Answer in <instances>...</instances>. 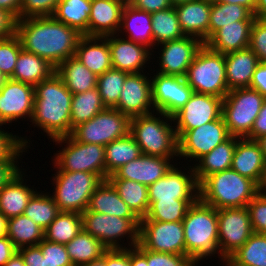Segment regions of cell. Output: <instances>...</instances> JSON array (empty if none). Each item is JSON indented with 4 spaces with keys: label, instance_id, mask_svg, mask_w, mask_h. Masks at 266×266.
Listing matches in <instances>:
<instances>
[{
    "label": "cell",
    "instance_id": "obj_39",
    "mask_svg": "<svg viewBox=\"0 0 266 266\" xmlns=\"http://www.w3.org/2000/svg\"><path fill=\"white\" fill-rule=\"evenodd\" d=\"M7 237L17 249L35 246L44 239V230L29 217L21 214L8 219Z\"/></svg>",
    "mask_w": 266,
    "mask_h": 266
},
{
    "label": "cell",
    "instance_id": "obj_42",
    "mask_svg": "<svg viewBox=\"0 0 266 266\" xmlns=\"http://www.w3.org/2000/svg\"><path fill=\"white\" fill-rule=\"evenodd\" d=\"M82 229V216L78 212H60L44 230V239L66 245Z\"/></svg>",
    "mask_w": 266,
    "mask_h": 266
},
{
    "label": "cell",
    "instance_id": "obj_58",
    "mask_svg": "<svg viewBox=\"0 0 266 266\" xmlns=\"http://www.w3.org/2000/svg\"><path fill=\"white\" fill-rule=\"evenodd\" d=\"M26 266H42L43 253L38 245L18 249Z\"/></svg>",
    "mask_w": 266,
    "mask_h": 266
},
{
    "label": "cell",
    "instance_id": "obj_25",
    "mask_svg": "<svg viewBox=\"0 0 266 266\" xmlns=\"http://www.w3.org/2000/svg\"><path fill=\"white\" fill-rule=\"evenodd\" d=\"M212 2L191 0L175 5L179 25L185 36L205 43L209 39V17Z\"/></svg>",
    "mask_w": 266,
    "mask_h": 266
},
{
    "label": "cell",
    "instance_id": "obj_68",
    "mask_svg": "<svg viewBox=\"0 0 266 266\" xmlns=\"http://www.w3.org/2000/svg\"><path fill=\"white\" fill-rule=\"evenodd\" d=\"M8 219L0 212V238L7 236Z\"/></svg>",
    "mask_w": 266,
    "mask_h": 266
},
{
    "label": "cell",
    "instance_id": "obj_52",
    "mask_svg": "<svg viewBox=\"0 0 266 266\" xmlns=\"http://www.w3.org/2000/svg\"><path fill=\"white\" fill-rule=\"evenodd\" d=\"M254 233L266 234V195L259 192L247 205Z\"/></svg>",
    "mask_w": 266,
    "mask_h": 266
},
{
    "label": "cell",
    "instance_id": "obj_53",
    "mask_svg": "<svg viewBox=\"0 0 266 266\" xmlns=\"http://www.w3.org/2000/svg\"><path fill=\"white\" fill-rule=\"evenodd\" d=\"M249 48L262 63H266V21L255 18L251 31Z\"/></svg>",
    "mask_w": 266,
    "mask_h": 266
},
{
    "label": "cell",
    "instance_id": "obj_76",
    "mask_svg": "<svg viewBox=\"0 0 266 266\" xmlns=\"http://www.w3.org/2000/svg\"><path fill=\"white\" fill-rule=\"evenodd\" d=\"M205 1L216 2V0H205Z\"/></svg>",
    "mask_w": 266,
    "mask_h": 266
},
{
    "label": "cell",
    "instance_id": "obj_72",
    "mask_svg": "<svg viewBox=\"0 0 266 266\" xmlns=\"http://www.w3.org/2000/svg\"><path fill=\"white\" fill-rule=\"evenodd\" d=\"M260 191L266 195V172H265V177H264L263 183L260 187Z\"/></svg>",
    "mask_w": 266,
    "mask_h": 266
},
{
    "label": "cell",
    "instance_id": "obj_71",
    "mask_svg": "<svg viewBox=\"0 0 266 266\" xmlns=\"http://www.w3.org/2000/svg\"><path fill=\"white\" fill-rule=\"evenodd\" d=\"M9 78H7L3 73L2 71L0 70V89L4 86V84L6 83V81L8 80Z\"/></svg>",
    "mask_w": 266,
    "mask_h": 266
},
{
    "label": "cell",
    "instance_id": "obj_37",
    "mask_svg": "<svg viewBox=\"0 0 266 266\" xmlns=\"http://www.w3.org/2000/svg\"><path fill=\"white\" fill-rule=\"evenodd\" d=\"M65 246L73 266L90 263L108 250L96 237L83 229Z\"/></svg>",
    "mask_w": 266,
    "mask_h": 266
},
{
    "label": "cell",
    "instance_id": "obj_55",
    "mask_svg": "<svg viewBox=\"0 0 266 266\" xmlns=\"http://www.w3.org/2000/svg\"><path fill=\"white\" fill-rule=\"evenodd\" d=\"M129 4L150 14L173 6L170 0H131Z\"/></svg>",
    "mask_w": 266,
    "mask_h": 266
},
{
    "label": "cell",
    "instance_id": "obj_75",
    "mask_svg": "<svg viewBox=\"0 0 266 266\" xmlns=\"http://www.w3.org/2000/svg\"><path fill=\"white\" fill-rule=\"evenodd\" d=\"M3 124H4V123H3V122L1 121V119H0V127H1V126L4 127Z\"/></svg>",
    "mask_w": 266,
    "mask_h": 266
},
{
    "label": "cell",
    "instance_id": "obj_2",
    "mask_svg": "<svg viewBox=\"0 0 266 266\" xmlns=\"http://www.w3.org/2000/svg\"><path fill=\"white\" fill-rule=\"evenodd\" d=\"M34 106L30 122L51 140L71 135L72 93L54 72L34 86Z\"/></svg>",
    "mask_w": 266,
    "mask_h": 266
},
{
    "label": "cell",
    "instance_id": "obj_73",
    "mask_svg": "<svg viewBox=\"0 0 266 266\" xmlns=\"http://www.w3.org/2000/svg\"><path fill=\"white\" fill-rule=\"evenodd\" d=\"M187 1H191V0H170L171 4L173 6L179 4V3H183V2H187Z\"/></svg>",
    "mask_w": 266,
    "mask_h": 266
},
{
    "label": "cell",
    "instance_id": "obj_22",
    "mask_svg": "<svg viewBox=\"0 0 266 266\" xmlns=\"http://www.w3.org/2000/svg\"><path fill=\"white\" fill-rule=\"evenodd\" d=\"M174 158L142 154L139 158L121 166L107 179L132 180L150 186L162 178L174 165ZM173 161V162H171Z\"/></svg>",
    "mask_w": 266,
    "mask_h": 266
},
{
    "label": "cell",
    "instance_id": "obj_67",
    "mask_svg": "<svg viewBox=\"0 0 266 266\" xmlns=\"http://www.w3.org/2000/svg\"><path fill=\"white\" fill-rule=\"evenodd\" d=\"M4 266H26L21 254L17 251Z\"/></svg>",
    "mask_w": 266,
    "mask_h": 266
},
{
    "label": "cell",
    "instance_id": "obj_21",
    "mask_svg": "<svg viewBox=\"0 0 266 266\" xmlns=\"http://www.w3.org/2000/svg\"><path fill=\"white\" fill-rule=\"evenodd\" d=\"M119 36L114 34L105 37L110 48L112 67L128 74L144 72L150 58L153 59L154 50Z\"/></svg>",
    "mask_w": 266,
    "mask_h": 266
},
{
    "label": "cell",
    "instance_id": "obj_44",
    "mask_svg": "<svg viewBox=\"0 0 266 266\" xmlns=\"http://www.w3.org/2000/svg\"><path fill=\"white\" fill-rule=\"evenodd\" d=\"M255 16L246 7L239 4L212 2L209 17V38L224 25L234 21H254Z\"/></svg>",
    "mask_w": 266,
    "mask_h": 266
},
{
    "label": "cell",
    "instance_id": "obj_30",
    "mask_svg": "<svg viewBox=\"0 0 266 266\" xmlns=\"http://www.w3.org/2000/svg\"><path fill=\"white\" fill-rule=\"evenodd\" d=\"M118 34H122L124 37L127 36L125 37L126 39L147 46L151 50L156 49L153 48L154 39L152 35L151 14L139 10L129 3H126L123 8L121 26Z\"/></svg>",
    "mask_w": 266,
    "mask_h": 266
},
{
    "label": "cell",
    "instance_id": "obj_54",
    "mask_svg": "<svg viewBox=\"0 0 266 266\" xmlns=\"http://www.w3.org/2000/svg\"><path fill=\"white\" fill-rule=\"evenodd\" d=\"M148 266H197L188 256L147 250Z\"/></svg>",
    "mask_w": 266,
    "mask_h": 266
},
{
    "label": "cell",
    "instance_id": "obj_51",
    "mask_svg": "<svg viewBox=\"0 0 266 266\" xmlns=\"http://www.w3.org/2000/svg\"><path fill=\"white\" fill-rule=\"evenodd\" d=\"M60 0H21L19 19L52 16Z\"/></svg>",
    "mask_w": 266,
    "mask_h": 266
},
{
    "label": "cell",
    "instance_id": "obj_24",
    "mask_svg": "<svg viewBox=\"0 0 266 266\" xmlns=\"http://www.w3.org/2000/svg\"><path fill=\"white\" fill-rule=\"evenodd\" d=\"M125 5L122 0H91L88 36L106 37L118 34Z\"/></svg>",
    "mask_w": 266,
    "mask_h": 266
},
{
    "label": "cell",
    "instance_id": "obj_9",
    "mask_svg": "<svg viewBox=\"0 0 266 266\" xmlns=\"http://www.w3.org/2000/svg\"><path fill=\"white\" fill-rule=\"evenodd\" d=\"M265 97L251 88L230 90L222 101V117L230 136L246 138Z\"/></svg>",
    "mask_w": 266,
    "mask_h": 266
},
{
    "label": "cell",
    "instance_id": "obj_12",
    "mask_svg": "<svg viewBox=\"0 0 266 266\" xmlns=\"http://www.w3.org/2000/svg\"><path fill=\"white\" fill-rule=\"evenodd\" d=\"M220 260L226 259L254 233L247 207L222 208L217 210Z\"/></svg>",
    "mask_w": 266,
    "mask_h": 266
},
{
    "label": "cell",
    "instance_id": "obj_26",
    "mask_svg": "<svg viewBox=\"0 0 266 266\" xmlns=\"http://www.w3.org/2000/svg\"><path fill=\"white\" fill-rule=\"evenodd\" d=\"M25 173L20 168L0 189V212L7 219L23 214L29 200L37 192L29 184L26 185L28 179H25Z\"/></svg>",
    "mask_w": 266,
    "mask_h": 266
},
{
    "label": "cell",
    "instance_id": "obj_23",
    "mask_svg": "<svg viewBox=\"0 0 266 266\" xmlns=\"http://www.w3.org/2000/svg\"><path fill=\"white\" fill-rule=\"evenodd\" d=\"M231 169L261 187L266 172V158L256 140L237 139Z\"/></svg>",
    "mask_w": 266,
    "mask_h": 266
},
{
    "label": "cell",
    "instance_id": "obj_47",
    "mask_svg": "<svg viewBox=\"0 0 266 266\" xmlns=\"http://www.w3.org/2000/svg\"><path fill=\"white\" fill-rule=\"evenodd\" d=\"M127 72L111 68L97 77V88L103 104L114 108L119 101Z\"/></svg>",
    "mask_w": 266,
    "mask_h": 266
},
{
    "label": "cell",
    "instance_id": "obj_43",
    "mask_svg": "<svg viewBox=\"0 0 266 266\" xmlns=\"http://www.w3.org/2000/svg\"><path fill=\"white\" fill-rule=\"evenodd\" d=\"M151 19L155 47H159V44L178 40L185 36L180 28L177 12L174 6L152 13Z\"/></svg>",
    "mask_w": 266,
    "mask_h": 266
},
{
    "label": "cell",
    "instance_id": "obj_46",
    "mask_svg": "<svg viewBox=\"0 0 266 266\" xmlns=\"http://www.w3.org/2000/svg\"><path fill=\"white\" fill-rule=\"evenodd\" d=\"M197 200H167L149 202L147 214L141 220L162 222L182 221L188 209Z\"/></svg>",
    "mask_w": 266,
    "mask_h": 266
},
{
    "label": "cell",
    "instance_id": "obj_48",
    "mask_svg": "<svg viewBox=\"0 0 266 266\" xmlns=\"http://www.w3.org/2000/svg\"><path fill=\"white\" fill-rule=\"evenodd\" d=\"M25 137L13 135L12 132H6L0 127V162H19L23 159V152H27L31 145V141Z\"/></svg>",
    "mask_w": 266,
    "mask_h": 266
},
{
    "label": "cell",
    "instance_id": "obj_3",
    "mask_svg": "<svg viewBox=\"0 0 266 266\" xmlns=\"http://www.w3.org/2000/svg\"><path fill=\"white\" fill-rule=\"evenodd\" d=\"M182 222L186 256L196 265L215 254L220 259L217 209L198 199L188 209Z\"/></svg>",
    "mask_w": 266,
    "mask_h": 266
},
{
    "label": "cell",
    "instance_id": "obj_64",
    "mask_svg": "<svg viewBox=\"0 0 266 266\" xmlns=\"http://www.w3.org/2000/svg\"><path fill=\"white\" fill-rule=\"evenodd\" d=\"M21 0H0V8L11 13L17 20L20 15Z\"/></svg>",
    "mask_w": 266,
    "mask_h": 266
},
{
    "label": "cell",
    "instance_id": "obj_20",
    "mask_svg": "<svg viewBox=\"0 0 266 266\" xmlns=\"http://www.w3.org/2000/svg\"><path fill=\"white\" fill-rule=\"evenodd\" d=\"M160 45L158 73L164 75H177L185 77L188 67L191 65L198 51L204 43L191 36H184L178 40H172Z\"/></svg>",
    "mask_w": 266,
    "mask_h": 266
},
{
    "label": "cell",
    "instance_id": "obj_35",
    "mask_svg": "<svg viewBox=\"0 0 266 266\" xmlns=\"http://www.w3.org/2000/svg\"><path fill=\"white\" fill-rule=\"evenodd\" d=\"M90 11L91 0H60L52 16L82 36H88Z\"/></svg>",
    "mask_w": 266,
    "mask_h": 266
},
{
    "label": "cell",
    "instance_id": "obj_70",
    "mask_svg": "<svg viewBox=\"0 0 266 266\" xmlns=\"http://www.w3.org/2000/svg\"><path fill=\"white\" fill-rule=\"evenodd\" d=\"M256 142L260 145V148L266 158V134L257 138Z\"/></svg>",
    "mask_w": 266,
    "mask_h": 266
},
{
    "label": "cell",
    "instance_id": "obj_15",
    "mask_svg": "<svg viewBox=\"0 0 266 266\" xmlns=\"http://www.w3.org/2000/svg\"><path fill=\"white\" fill-rule=\"evenodd\" d=\"M187 168L189 170L182 171L180 167H177V164H174L162 178L148 186L149 202L198 200L199 183L193 167L187 166Z\"/></svg>",
    "mask_w": 266,
    "mask_h": 266
},
{
    "label": "cell",
    "instance_id": "obj_1",
    "mask_svg": "<svg viewBox=\"0 0 266 266\" xmlns=\"http://www.w3.org/2000/svg\"><path fill=\"white\" fill-rule=\"evenodd\" d=\"M15 34L24 51L40 56L55 68L75 56L78 40L82 36L53 16L19 19Z\"/></svg>",
    "mask_w": 266,
    "mask_h": 266
},
{
    "label": "cell",
    "instance_id": "obj_45",
    "mask_svg": "<svg viewBox=\"0 0 266 266\" xmlns=\"http://www.w3.org/2000/svg\"><path fill=\"white\" fill-rule=\"evenodd\" d=\"M59 213L60 210L50 193H44L41 190L31 197L23 212L25 216L33 220L43 230L50 225Z\"/></svg>",
    "mask_w": 266,
    "mask_h": 266
},
{
    "label": "cell",
    "instance_id": "obj_33",
    "mask_svg": "<svg viewBox=\"0 0 266 266\" xmlns=\"http://www.w3.org/2000/svg\"><path fill=\"white\" fill-rule=\"evenodd\" d=\"M55 73L61 78L72 94H78L97 87V77L75 56L63 61L55 68Z\"/></svg>",
    "mask_w": 266,
    "mask_h": 266
},
{
    "label": "cell",
    "instance_id": "obj_69",
    "mask_svg": "<svg viewBox=\"0 0 266 266\" xmlns=\"http://www.w3.org/2000/svg\"><path fill=\"white\" fill-rule=\"evenodd\" d=\"M82 266H106V252L103 254L102 257L93 260L90 263H86Z\"/></svg>",
    "mask_w": 266,
    "mask_h": 266
},
{
    "label": "cell",
    "instance_id": "obj_62",
    "mask_svg": "<svg viewBox=\"0 0 266 266\" xmlns=\"http://www.w3.org/2000/svg\"><path fill=\"white\" fill-rule=\"evenodd\" d=\"M18 162H0V189L15 175L20 169Z\"/></svg>",
    "mask_w": 266,
    "mask_h": 266
},
{
    "label": "cell",
    "instance_id": "obj_7",
    "mask_svg": "<svg viewBox=\"0 0 266 266\" xmlns=\"http://www.w3.org/2000/svg\"><path fill=\"white\" fill-rule=\"evenodd\" d=\"M53 194H50L60 212L83 213L91 195L103 179L94 173L56 171L52 174Z\"/></svg>",
    "mask_w": 266,
    "mask_h": 266
},
{
    "label": "cell",
    "instance_id": "obj_63",
    "mask_svg": "<svg viewBox=\"0 0 266 266\" xmlns=\"http://www.w3.org/2000/svg\"><path fill=\"white\" fill-rule=\"evenodd\" d=\"M130 266H148L147 249L137 244L130 248Z\"/></svg>",
    "mask_w": 266,
    "mask_h": 266
},
{
    "label": "cell",
    "instance_id": "obj_10",
    "mask_svg": "<svg viewBox=\"0 0 266 266\" xmlns=\"http://www.w3.org/2000/svg\"><path fill=\"white\" fill-rule=\"evenodd\" d=\"M81 216L82 229L96 237L107 249L132 248L139 242L141 219H124L91 211H84ZM125 237L127 242L129 240L127 247L120 243Z\"/></svg>",
    "mask_w": 266,
    "mask_h": 266
},
{
    "label": "cell",
    "instance_id": "obj_36",
    "mask_svg": "<svg viewBox=\"0 0 266 266\" xmlns=\"http://www.w3.org/2000/svg\"><path fill=\"white\" fill-rule=\"evenodd\" d=\"M141 155V149L130 133L107 144L105 146L106 180L121 166Z\"/></svg>",
    "mask_w": 266,
    "mask_h": 266
},
{
    "label": "cell",
    "instance_id": "obj_18",
    "mask_svg": "<svg viewBox=\"0 0 266 266\" xmlns=\"http://www.w3.org/2000/svg\"><path fill=\"white\" fill-rule=\"evenodd\" d=\"M114 108L129 118L155 112L151 76L147 77L145 72L127 74L118 104Z\"/></svg>",
    "mask_w": 266,
    "mask_h": 266
},
{
    "label": "cell",
    "instance_id": "obj_74",
    "mask_svg": "<svg viewBox=\"0 0 266 266\" xmlns=\"http://www.w3.org/2000/svg\"><path fill=\"white\" fill-rule=\"evenodd\" d=\"M125 3H129L131 0H122Z\"/></svg>",
    "mask_w": 266,
    "mask_h": 266
},
{
    "label": "cell",
    "instance_id": "obj_16",
    "mask_svg": "<svg viewBox=\"0 0 266 266\" xmlns=\"http://www.w3.org/2000/svg\"><path fill=\"white\" fill-rule=\"evenodd\" d=\"M222 98L193 92L185 105L172 117L179 139L186 131L217 120L222 115Z\"/></svg>",
    "mask_w": 266,
    "mask_h": 266
},
{
    "label": "cell",
    "instance_id": "obj_6",
    "mask_svg": "<svg viewBox=\"0 0 266 266\" xmlns=\"http://www.w3.org/2000/svg\"><path fill=\"white\" fill-rule=\"evenodd\" d=\"M51 141L62 147V150L54 153L55 156H53L52 163L54 169H57L55 171L89 172L106 180L105 146L81 143L72 135L58 137Z\"/></svg>",
    "mask_w": 266,
    "mask_h": 266
},
{
    "label": "cell",
    "instance_id": "obj_28",
    "mask_svg": "<svg viewBox=\"0 0 266 266\" xmlns=\"http://www.w3.org/2000/svg\"><path fill=\"white\" fill-rule=\"evenodd\" d=\"M75 57L96 76L113 68L108 40L105 37L81 36Z\"/></svg>",
    "mask_w": 266,
    "mask_h": 266
},
{
    "label": "cell",
    "instance_id": "obj_5",
    "mask_svg": "<svg viewBox=\"0 0 266 266\" xmlns=\"http://www.w3.org/2000/svg\"><path fill=\"white\" fill-rule=\"evenodd\" d=\"M171 122L174 123L172 117L159 111L136 116L130 118L129 133L139 145L142 154L177 158L178 138L175 125L172 126Z\"/></svg>",
    "mask_w": 266,
    "mask_h": 266
},
{
    "label": "cell",
    "instance_id": "obj_31",
    "mask_svg": "<svg viewBox=\"0 0 266 266\" xmlns=\"http://www.w3.org/2000/svg\"><path fill=\"white\" fill-rule=\"evenodd\" d=\"M85 211L118 216L124 219H140L120 198L108 180H103L96 188Z\"/></svg>",
    "mask_w": 266,
    "mask_h": 266
},
{
    "label": "cell",
    "instance_id": "obj_41",
    "mask_svg": "<svg viewBox=\"0 0 266 266\" xmlns=\"http://www.w3.org/2000/svg\"><path fill=\"white\" fill-rule=\"evenodd\" d=\"M105 108L97 87L86 92L73 94L71 100V134L76 126L89 121Z\"/></svg>",
    "mask_w": 266,
    "mask_h": 266
},
{
    "label": "cell",
    "instance_id": "obj_49",
    "mask_svg": "<svg viewBox=\"0 0 266 266\" xmlns=\"http://www.w3.org/2000/svg\"><path fill=\"white\" fill-rule=\"evenodd\" d=\"M21 50L22 45L16 34L0 40V70L9 79L13 75L15 63Z\"/></svg>",
    "mask_w": 266,
    "mask_h": 266
},
{
    "label": "cell",
    "instance_id": "obj_50",
    "mask_svg": "<svg viewBox=\"0 0 266 266\" xmlns=\"http://www.w3.org/2000/svg\"><path fill=\"white\" fill-rule=\"evenodd\" d=\"M38 246L43 253L42 266H73L64 244L43 239Z\"/></svg>",
    "mask_w": 266,
    "mask_h": 266
},
{
    "label": "cell",
    "instance_id": "obj_14",
    "mask_svg": "<svg viewBox=\"0 0 266 266\" xmlns=\"http://www.w3.org/2000/svg\"><path fill=\"white\" fill-rule=\"evenodd\" d=\"M230 137L223 117L186 131L178 139V157L196 163ZM192 159V160H191Z\"/></svg>",
    "mask_w": 266,
    "mask_h": 266
},
{
    "label": "cell",
    "instance_id": "obj_34",
    "mask_svg": "<svg viewBox=\"0 0 266 266\" xmlns=\"http://www.w3.org/2000/svg\"><path fill=\"white\" fill-rule=\"evenodd\" d=\"M15 64L13 75L10 79L33 86L49 78L55 72V67L47 60L23 49L20 51Z\"/></svg>",
    "mask_w": 266,
    "mask_h": 266
},
{
    "label": "cell",
    "instance_id": "obj_59",
    "mask_svg": "<svg viewBox=\"0 0 266 266\" xmlns=\"http://www.w3.org/2000/svg\"><path fill=\"white\" fill-rule=\"evenodd\" d=\"M265 134H266V98L264 99L259 115L257 116V118L253 123L251 132L246 137V139L256 140L257 138Z\"/></svg>",
    "mask_w": 266,
    "mask_h": 266
},
{
    "label": "cell",
    "instance_id": "obj_32",
    "mask_svg": "<svg viewBox=\"0 0 266 266\" xmlns=\"http://www.w3.org/2000/svg\"><path fill=\"white\" fill-rule=\"evenodd\" d=\"M238 138L230 136L193 165L198 183L209 175L231 168Z\"/></svg>",
    "mask_w": 266,
    "mask_h": 266
},
{
    "label": "cell",
    "instance_id": "obj_8",
    "mask_svg": "<svg viewBox=\"0 0 266 266\" xmlns=\"http://www.w3.org/2000/svg\"><path fill=\"white\" fill-rule=\"evenodd\" d=\"M185 79L193 92L223 99L229 92L224 54L215 52L204 44L188 67Z\"/></svg>",
    "mask_w": 266,
    "mask_h": 266
},
{
    "label": "cell",
    "instance_id": "obj_40",
    "mask_svg": "<svg viewBox=\"0 0 266 266\" xmlns=\"http://www.w3.org/2000/svg\"><path fill=\"white\" fill-rule=\"evenodd\" d=\"M120 198L141 219L149 209L148 186L126 179H107Z\"/></svg>",
    "mask_w": 266,
    "mask_h": 266
},
{
    "label": "cell",
    "instance_id": "obj_11",
    "mask_svg": "<svg viewBox=\"0 0 266 266\" xmlns=\"http://www.w3.org/2000/svg\"><path fill=\"white\" fill-rule=\"evenodd\" d=\"M130 130V118L115 108L106 107L87 122L76 126L72 136L81 143L106 146L126 136Z\"/></svg>",
    "mask_w": 266,
    "mask_h": 266
},
{
    "label": "cell",
    "instance_id": "obj_38",
    "mask_svg": "<svg viewBox=\"0 0 266 266\" xmlns=\"http://www.w3.org/2000/svg\"><path fill=\"white\" fill-rule=\"evenodd\" d=\"M223 266H266V234L253 233Z\"/></svg>",
    "mask_w": 266,
    "mask_h": 266
},
{
    "label": "cell",
    "instance_id": "obj_66",
    "mask_svg": "<svg viewBox=\"0 0 266 266\" xmlns=\"http://www.w3.org/2000/svg\"><path fill=\"white\" fill-rule=\"evenodd\" d=\"M254 16L257 19H264L266 17V0H257Z\"/></svg>",
    "mask_w": 266,
    "mask_h": 266
},
{
    "label": "cell",
    "instance_id": "obj_65",
    "mask_svg": "<svg viewBox=\"0 0 266 266\" xmlns=\"http://www.w3.org/2000/svg\"><path fill=\"white\" fill-rule=\"evenodd\" d=\"M216 2L242 5L248 8L253 13V15L257 4V0H216Z\"/></svg>",
    "mask_w": 266,
    "mask_h": 266
},
{
    "label": "cell",
    "instance_id": "obj_27",
    "mask_svg": "<svg viewBox=\"0 0 266 266\" xmlns=\"http://www.w3.org/2000/svg\"><path fill=\"white\" fill-rule=\"evenodd\" d=\"M228 89L250 88L255 68L260 63L257 55L248 47L224 54Z\"/></svg>",
    "mask_w": 266,
    "mask_h": 266
},
{
    "label": "cell",
    "instance_id": "obj_57",
    "mask_svg": "<svg viewBox=\"0 0 266 266\" xmlns=\"http://www.w3.org/2000/svg\"><path fill=\"white\" fill-rule=\"evenodd\" d=\"M17 19L8 11L0 8V40L15 34Z\"/></svg>",
    "mask_w": 266,
    "mask_h": 266
},
{
    "label": "cell",
    "instance_id": "obj_56",
    "mask_svg": "<svg viewBox=\"0 0 266 266\" xmlns=\"http://www.w3.org/2000/svg\"><path fill=\"white\" fill-rule=\"evenodd\" d=\"M106 266H130V248L108 249L106 251Z\"/></svg>",
    "mask_w": 266,
    "mask_h": 266
},
{
    "label": "cell",
    "instance_id": "obj_19",
    "mask_svg": "<svg viewBox=\"0 0 266 266\" xmlns=\"http://www.w3.org/2000/svg\"><path fill=\"white\" fill-rule=\"evenodd\" d=\"M34 96L33 85L8 79L0 89V119L4 125L15 123L21 118L30 121Z\"/></svg>",
    "mask_w": 266,
    "mask_h": 266
},
{
    "label": "cell",
    "instance_id": "obj_13",
    "mask_svg": "<svg viewBox=\"0 0 266 266\" xmlns=\"http://www.w3.org/2000/svg\"><path fill=\"white\" fill-rule=\"evenodd\" d=\"M138 244L149 251L186 255L183 222L141 220Z\"/></svg>",
    "mask_w": 266,
    "mask_h": 266
},
{
    "label": "cell",
    "instance_id": "obj_60",
    "mask_svg": "<svg viewBox=\"0 0 266 266\" xmlns=\"http://www.w3.org/2000/svg\"><path fill=\"white\" fill-rule=\"evenodd\" d=\"M250 88L259 91L266 98V63L260 62L255 68Z\"/></svg>",
    "mask_w": 266,
    "mask_h": 266
},
{
    "label": "cell",
    "instance_id": "obj_61",
    "mask_svg": "<svg viewBox=\"0 0 266 266\" xmlns=\"http://www.w3.org/2000/svg\"><path fill=\"white\" fill-rule=\"evenodd\" d=\"M18 251L12 241L7 237L0 238V266H4Z\"/></svg>",
    "mask_w": 266,
    "mask_h": 266
},
{
    "label": "cell",
    "instance_id": "obj_17",
    "mask_svg": "<svg viewBox=\"0 0 266 266\" xmlns=\"http://www.w3.org/2000/svg\"><path fill=\"white\" fill-rule=\"evenodd\" d=\"M151 83L154 110L170 117L185 105L193 93V89L182 76L156 72L151 78Z\"/></svg>",
    "mask_w": 266,
    "mask_h": 266
},
{
    "label": "cell",
    "instance_id": "obj_29",
    "mask_svg": "<svg viewBox=\"0 0 266 266\" xmlns=\"http://www.w3.org/2000/svg\"><path fill=\"white\" fill-rule=\"evenodd\" d=\"M254 21H237L218 29L204 44L211 50L226 54L249 47Z\"/></svg>",
    "mask_w": 266,
    "mask_h": 266
},
{
    "label": "cell",
    "instance_id": "obj_4",
    "mask_svg": "<svg viewBox=\"0 0 266 266\" xmlns=\"http://www.w3.org/2000/svg\"><path fill=\"white\" fill-rule=\"evenodd\" d=\"M260 187L233 169L205 177L199 183V199L215 209L247 207Z\"/></svg>",
    "mask_w": 266,
    "mask_h": 266
}]
</instances>
